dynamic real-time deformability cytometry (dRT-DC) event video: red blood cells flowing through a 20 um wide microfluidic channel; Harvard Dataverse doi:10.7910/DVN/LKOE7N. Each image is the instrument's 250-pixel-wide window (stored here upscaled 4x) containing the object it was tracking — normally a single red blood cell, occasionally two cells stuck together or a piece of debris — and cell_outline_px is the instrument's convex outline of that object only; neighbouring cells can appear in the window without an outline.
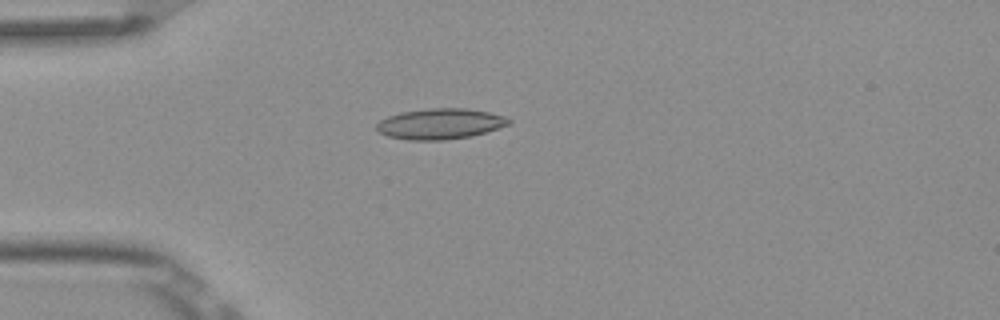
{"species": "Egyptian fruit bat (a non-hibernating species)", "species_latin": "Rousettus aegyptiacus", "temperature_condition": "room temperature", "stored_images_in_passage": 4, "camera_frame_rate_fps": 3000, "um_per_image_px": 0.085, "frame": {"image": 1, "passage_image": 4, "time_ms": 1.0, "image_size_px": [1000, 320], "cell_outline_px": [[512, 120], [508, 124], [472, 136], [444, 140], [408, 140], [388, 136], [380, 132], [376, 128], [376, 124], [380, 120], [388, 116], [400, 112], [432, 108], [468, 108], [488, 112], [504, 116]], "centroid_in_image_um": [37.39, 10.52], "position_along_channel_um": 47.6, "area_um2": 23.47}}